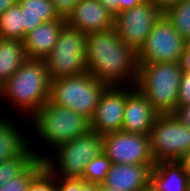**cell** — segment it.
I'll return each mask as SVG.
<instances>
[{
  "instance_id": "cell-32",
  "label": "cell",
  "mask_w": 190,
  "mask_h": 191,
  "mask_svg": "<svg viewBox=\"0 0 190 191\" xmlns=\"http://www.w3.org/2000/svg\"><path fill=\"white\" fill-rule=\"evenodd\" d=\"M178 62L183 73H190V42L186 43Z\"/></svg>"
},
{
  "instance_id": "cell-16",
  "label": "cell",
  "mask_w": 190,
  "mask_h": 191,
  "mask_svg": "<svg viewBox=\"0 0 190 191\" xmlns=\"http://www.w3.org/2000/svg\"><path fill=\"white\" fill-rule=\"evenodd\" d=\"M65 20L43 22L26 35L23 44L29 59H45L58 41Z\"/></svg>"
},
{
  "instance_id": "cell-31",
  "label": "cell",
  "mask_w": 190,
  "mask_h": 191,
  "mask_svg": "<svg viewBox=\"0 0 190 191\" xmlns=\"http://www.w3.org/2000/svg\"><path fill=\"white\" fill-rule=\"evenodd\" d=\"M56 191H79V179L56 177Z\"/></svg>"
},
{
  "instance_id": "cell-3",
  "label": "cell",
  "mask_w": 190,
  "mask_h": 191,
  "mask_svg": "<svg viewBox=\"0 0 190 191\" xmlns=\"http://www.w3.org/2000/svg\"><path fill=\"white\" fill-rule=\"evenodd\" d=\"M182 74L179 62L139 64L135 86L158 114H172L178 105Z\"/></svg>"
},
{
  "instance_id": "cell-36",
  "label": "cell",
  "mask_w": 190,
  "mask_h": 191,
  "mask_svg": "<svg viewBox=\"0 0 190 191\" xmlns=\"http://www.w3.org/2000/svg\"><path fill=\"white\" fill-rule=\"evenodd\" d=\"M178 162L183 166L184 170L190 177V148L182 155Z\"/></svg>"
},
{
  "instance_id": "cell-21",
  "label": "cell",
  "mask_w": 190,
  "mask_h": 191,
  "mask_svg": "<svg viewBox=\"0 0 190 191\" xmlns=\"http://www.w3.org/2000/svg\"><path fill=\"white\" fill-rule=\"evenodd\" d=\"M0 38L24 41L22 11L19 4L11 6L0 16Z\"/></svg>"
},
{
  "instance_id": "cell-12",
  "label": "cell",
  "mask_w": 190,
  "mask_h": 191,
  "mask_svg": "<svg viewBox=\"0 0 190 191\" xmlns=\"http://www.w3.org/2000/svg\"><path fill=\"white\" fill-rule=\"evenodd\" d=\"M127 96L128 86H107L90 119L91 130L102 136L121 131Z\"/></svg>"
},
{
  "instance_id": "cell-5",
  "label": "cell",
  "mask_w": 190,
  "mask_h": 191,
  "mask_svg": "<svg viewBox=\"0 0 190 191\" xmlns=\"http://www.w3.org/2000/svg\"><path fill=\"white\" fill-rule=\"evenodd\" d=\"M55 149L54 158L43 159L45 167L58 178L83 179L88 162L103 152V136L90 130Z\"/></svg>"
},
{
  "instance_id": "cell-33",
  "label": "cell",
  "mask_w": 190,
  "mask_h": 191,
  "mask_svg": "<svg viewBox=\"0 0 190 191\" xmlns=\"http://www.w3.org/2000/svg\"><path fill=\"white\" fill-rule=\"evenodd\" d=\"M148 1H150L164 13L168 8L176 5L182 0H148Z\"/></svg>"
},
{
  "instance_id": "cell-11",
  "label": "cell",
  "mask_w": 190,
  "mask_h": 191,
  "mask_svg": "<svg viewBox=\"0 0 190 191\" xmlns=\"http://www.w3.org/2000/svg\"><path fill=\"white\" fill-rule=\"evenodd\" d=\"M103 153L116 164L155 165L149 135L117 131L103 135Z\"/></svg>"
},
{
  "instance_id": "cell-24",
  "label": "cell",
  "mask_w": 190,
  "mask_h": 191,
  "mask_svg": "<svg viewBox=\"0 0 190 191\" xmlns=\"http://www.w3.org/2000/svg\"><path fill=\"white\" fill-rule=\"evenodd\" d=\"M18 4L26 15L39 16L43 22L65 20L56 13L52 0H19Z\"/></svg>"
},
{
  "instance_id": "cell-37",
  "label": "cell",
  "mask_w": 190,
  "mask_h": 191,
  "mask_svg": "<svg viewBox=\"0 0 190 191\" xmlns=\"http://www.w3.org/2000/svg\"><path fill=\"white\" fill-rule=\"evenodd\" d=\"M79 191H97V184L85 182L79 179Z\"/></svg>"
},
{
  "instance_id": "cell-2",
  "label": "cell",
  "mask_w": 190,
  "mask_h": 191,
  "mask_svg": "<svg viewBox=\"0 0 190 191\" xmlns=\"http://www.w3.org/2000/svg\"><path fill=\"white\" fill-rule=\"evenodd\" d=\"M51 81L44 59H29L3 84L4 96L20 112L34 116L50 99Z\"/></svg>"
},
{
  "instance_id": "cell-27",
  "label": "cell",
  "mask_w": 190,
  "mask_h": 191,
  "mask_svg": "<svg viewBox=\"0 0 190 191\" xmlns=\"http://www.w3.org/2000/svg\"><path fill=\"white\" fill-rule=\"evenodd\" d=\"M54 9L60 18L66 19L81 0H52Z\"/></svg>"
},
{
  "instance_id": "cell-7",
  "label": "cell",
  "mask_w": 190,
  "mask_h": 191,
  "mask_svg": "<svg viewBox=\"0 0 190 191\" xmlns=\"http://www.w3.org/2000/svg\"><path fill=\"white\" fill-rule=\"evenodd\" d=\"M86 37L87 34L67 25L61 29L58 41L44 59L50 81L88 71Z\"/></svg>"
},
{
  "instance_id": "cell-38",
  "label": "cell",
  "mask_w": 190,
  "mask_h": 191,
  "mask_svg": "<svg viewBox=\"0 0 190 191\" xmlns=\"http://www.w3.org/2000/svg\"><path fill=\"white\" fill-rule=\"evenodd\" d=\"M19 3V0H0V16L11 6Z\"/></svg>"
},
{
  "instance_id": "cell-39",
  "label": "cell",
  "mask_w": 190,
  "mask_h": 191,
  "mask_svg": "<svg viewBox=\"0 0 190 191\" xmlns=\"http://www.w3.org/2000/svg\"><path fill=\"white\" fill-rule=\"evenodd\" d=\"M97 191H117V190L111 189L103 184H97Z\"/></svg>"
},
{
  "instance_id": "cell-23",
  "label": "cell",
  "mask_w": 190,
  "mask_h": 191,
  "mask_svg": "<svg viewBox=\"0 0 190 191\" xmlns=\"http://www.w3.org/2000/svg\"><path fill=\"white\" fill-rule=\"evenodd\" d=\"M45 167L44 160L35 158L18 176L8 180L0 191H28L31 180Z\"/></svg>"
},
{
  "instance_id": "cell-15",
  "label": "cell",
  "mask_w": 190,
  "mask_h": 191,
  "mask_svg": "<svg viewBox=\"0 0 190 191\" xmlns=\"http://www.w3.org/2000/svg\"><path fill=\"white\" fill-rule=\"evenodd\" d=\"M154 165L112 163L103 185L117 191H145L150 188V173Z\"/></svg>"
},
{
  "instance_id": "cell-30",
  "label": "cell",
  "mask_w": 190,
  "mask_h": 191,
  "mask_svg": "<svg viewBox=\"0 0 190 191\" xmlns=\"http://www.w3.org/2000/svg\"><path fill=\"white\" fill-rule=\"evenodd\" d=\"M172 115L179 122L190 128V105L178 104Z\"/></svg>"
},
{
  "instance_id": "cell-19",
  "label": "cell",
  "mask_w": 190,
  "mask_h": 191,
  "mask_svg": "<svg viewBox=\"0 0 190 191\" xmlns=\"http://www.w3.org/2000/svg\"><path fill=\"white\" fill-rule=\"evenodd\" d=\"M26 60L22 41L0 38V85H3Z\"/></svg>"
},
{
  "instance_id": "cell-9",
  "label": "cell",
  "mask_w": 190,
  "mask_h": 191,
  "mask_svg": "<svg viewBox=\"0 0 190 191\" xmlns=\"http://www.w3.org/2000/svg\"><path fill=\"white\" fill-rule=\"evenodd\" d=\"M186 43L163 13L137 53L138 64L178 62Z\"/></svg>"
},
{
  "instance_id": "cell-4",
  "label": "cell",
  "mask_w": 190,
  "mask_h": 191,
  "mask_svg": "<svg viewBox=\"0 0 190 191\" xmlns=\"http://www.w3.org/2000/svg\"><path fill=\"white\" fill-rule=\"evenodd\" d=\"M32 121L36 135L52 148L91 130V120L87 116L55 105L50 100L32 117Z\"/></svg>"
},
{
  "instance_id": "cell-20",
  "label": "cell",
  "mask_w": 190,
  "mask_h": 191,
  "mask_svg": "<svg viewBox=\"0 0 190 191\" xmlns=\"http://www.w3.org/2000/svg\"><path fill=\"white\" fill-rule=\"evenodd\" d=\"M45 154L33 150L29 145L18 157L0 162V187L18 176L35 158L44 159Z\"/></svg>"
},
{
  "instance_id": "cell-13",
  "label": "cell",
  "mask_w": 190,
  "mask_h": 191,
  "mask_svg": "<svg viewBox=\"0 0 190 191\" xmlns=\"http://www.w3.org/2000/svg\"><path fill=\"white\" fill-rule=\"evenodd\" d=\"M157 116L158 113L153 109L146 96L136 86H128L121 130L150 135Z\"/></svg>"
},
{
  "instance_id": "cell-18",
  "label": "cell",
  "mask_w": 190,
  "mask_h": 191,
  "mask_svg": "<svg viewBox=\"0 0 190 191\" xmlns=\"http://www.w3.org/2000/svg\"><path fill=\"white\" fill-rule=\"evenodd\" d=\"M15 122L0 117V162L18 157L31 143Z\"/></svg>"
},
{
  "instance_id": "cell-35",
  "label": "cell",
  "mask_w": 190,
  "mask_h": 191,
  "mask_svg": "<svg viewBox=\"0 0 190 191\" xmlns=\"http://www.w3.org/2000/svg\"><path fill=\"white\" fill-rule=\"evenodd\" d=\"M146 0H119V12L133 8L139 4L144 3Z\"/></svg>"
},
{
  "instance_id": "cell-34",
  "label": "cell",
  "mask_w": 190,
  "mask_h": 191,
  "mask_svg": "<svg viewBox=\"0 0 190 191\" xmlns=\"http://www.w3.org/2000/svg\"><path fill=\"white\" fill-rule=\"evenodd\" d=\"M114 16L119 13V0H98Z\"/></svg>"
},
{
  "instance_id": "cell-26",
  "label": "cell",
  "mask_w": 190,
  "mask_h": 191,
  "mask_svg": "<svg viewBox=\"0 0 190 191\" xmlns=\"http://www.w3.org/2000/svg\"><path fill=\"white\" fill-rule=\"evenodd\" d=\"M28 191H56V177L44 167L31 180Z\"/></svg>"
},
{
  "instance_id": "cell-10",
  "label": "cell",
  "mask_w": 190,
  "mask_h": 191,
  "mask_svg": "<svg viewBox=\"0 0 190 191\" xmlns=\"http://www.w3.org/2000/svg\"><path fill=\"white\" fill-rule=\"evenodd\" d=\"M163 12L146 0L133 8L123 10L114 16V28L119 38L137 53Z\"/></svg>"
},
{
  "instance_id": "cell-40",
  "label": "cell",
  "mask_w": 190,
  "mask_h": 191,
  "mask_svg": "<svg viewBox=\"0 0 190 191\" xmlns=\"http://www.w3.org/2000/svg\"><path fill=\"white\" fill-rule=\"evenodd\" d=\"M145 191H153L151 188H148L147 190H145Z\"/></svg>"
},
{
  "instance_id": "cell-1",
  "label": "cell",
  "mask_w": 190,
  "mask_h": 191,
  "mask_svg": "<svg viewBox=\"0 0 190 191\" xmlns=\"http://www.w3.org/2000/svg\"><path fill=\"white\" fill-rule=\"evenodd\" d=\"M86 66L89 73L107 86L137 83L138 54L119 38L114 27L87 34Z\"/></svg>"
},
{
  "instance_id": "cell-14",
  "label": "cell",
  "mask_w": 190,
  "mask_h": 191,
  "mask_svg": "<svg viewBox=\"0 0 190 191\" xmlns=\"http://www.w3.org/2000/svg\"><path fill=\"white\" fill-rule=\"evenodd\" d=\"M65 24L85 34L114 27V15L98 0H81L65 19Z\"/></svg>"
},
{
  "instance_id": "cell-6",
  "label": "cell",
  "mask_w": 190,
  "mask_h": 191,
  "mask_svg": "<svg viewBox=\"0 0 190 191\" xmlns=\"http://www.w3.org/2000/svg\"><path fill=\"white\" fill-rule=\"evenodd\" d=\"M107 85L88 71L51 81L50 101L91 119Z\"/></svg>"
},
{
  "instance_id": "cell-28",
  "label": "cell",
  "mask_w": 190,
  "mask_h": 191,
  "mask_svg": "<svg viewBox=\"0 0 190 191\" xmlns=\"http://www.w3.org/2000/svg\"><path fill=\"white\" fill-rule=\"evenodd\" d=\"M178 104L190 105V73L182 74Z\"/></svg>"
},
{
  "instance_id": "cell-8",
  "label": "cell",
  "mask_w": 190,
  "mask_h": 191,
  "mask_svg": "<svg viewBox=\"0 0 190 191\" xmlns=\"http://www.w3.org/2000/svg\"><path fill=\"white\" fill-rule=\"evenodd\" d=\"M149 137L150 152L155 163L178 161L190 148V128L172 114H158Z\"/></svg>"
},
{
  "instance_id": "cell-17",
  "label": "cell",
  "mask_w": 190,
  "mask_h": 191,
  "mask_svg": "<svg viewBox=\"0 0 190 191\" xmlns=\"http://www.w3.org/2000/svg\"><path fill=\"white\" fill-rule=\"evenodd\" d=\"M190 177L178 161L155 163L150 173L153 191H188Z\"/></svg>"
},
{
  "instance_id": "cell-25",
  "label": "cell",
  "mask_w": 190,
  "mask_h": 191,
  "mask_svg": "<svg viewBox=\"0 0 190 191\" xmlns=\"http://www.w3.org/2000/svg\"><path fill=\"white\" fill-rule=\"evenodd\" d=\"M111 164V160L102 152L99 156L88 162L83 180L88 183L102 184L106 179Z\"/></svg>"
},
{
  "instance_id": "cell-22",
  "label": "cell",
  "mask_w": 190,
  "mask_h": 191,
  "mask_svg": "<svg viewBox=\"0 0 190 191\" xmlns=\"http://www.w3.org/2000/svg\"><path fill=\"white\" fill-rule=\"evenodd\" d=\"M164 14L186 41L190 42V0H182L168 8Z\"/></svg>"
},
{
  "instance_id": "cell-29",
  "label": "cell",
  "mask_w": 190,
  "mask_h": 191,
  "mask_svg": "<svg viewBox=\"0 0 190 191\" xmlns=\"http://www.w3.org/2000/svg\"><path fill=\"white\" fill-rule=\"evenodd\" d=\"M23 20V29H24V39L31 31H34L39 25L43 23L39 19V16L26 15L25 12H22Z\"/></svg>"
}]
</instances>
